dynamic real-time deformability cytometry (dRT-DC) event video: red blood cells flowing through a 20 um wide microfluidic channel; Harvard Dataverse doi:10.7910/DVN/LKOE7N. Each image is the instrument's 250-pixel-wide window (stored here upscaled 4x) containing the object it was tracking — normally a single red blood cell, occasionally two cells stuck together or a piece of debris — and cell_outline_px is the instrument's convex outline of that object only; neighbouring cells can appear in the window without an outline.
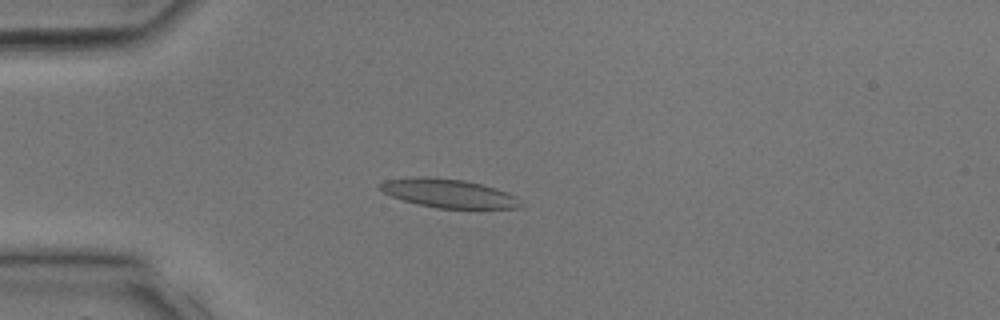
{"species": "common noctule bat (a hibernating species)", "species_latin": "Nyctalus noctula", "temperature_condition": "room temperature", "stored_images_in_passage": 33, "camera_frame_rate_fps": 3000, "um_per_image_px": 0.085, "animal": {"sex": "male", "body_mass_g": 17.9, "forearm_length_mm": 54.2}, "frame": {"image": 1, "passage_image": 9, "time_ms": 2.667, "image_size_px": [1000, 320], "cell_outline_px": [[524, 204], [520, 208], [436, 208], [404, 200], [392, 196], [384, 192], [376, 184], [384, 180], [420, 176], [428, 176], [464, 180], [496, 188], [516, 196]], "centroid_in_image_um": [38.13, 16.42], "position_along_channel_um": 46.9, "area_um2": 23.47}}
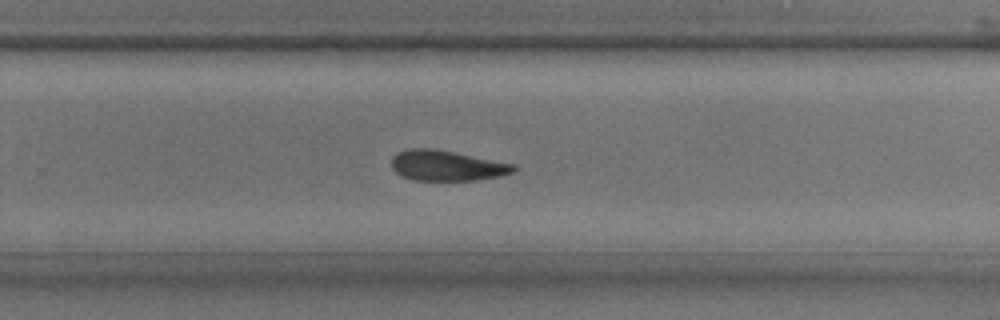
{"frame": {"image": 2, "passage_image": 22, "time_ms": 7.0, "image_size_px": [1000, 320], "cell_outline_px": [[516, 168], [512, 172], [500, 176], [476, 180], [416, 180], [404, 176], [396, 172], [392, 168], [392, 156], [396, 152], [408, 148], [432, 148], [516, 164]], "centroid_in_image_um": [37.96, 14.06], "position_along_channel_um": 291.8, "area_um2": 21.5}}
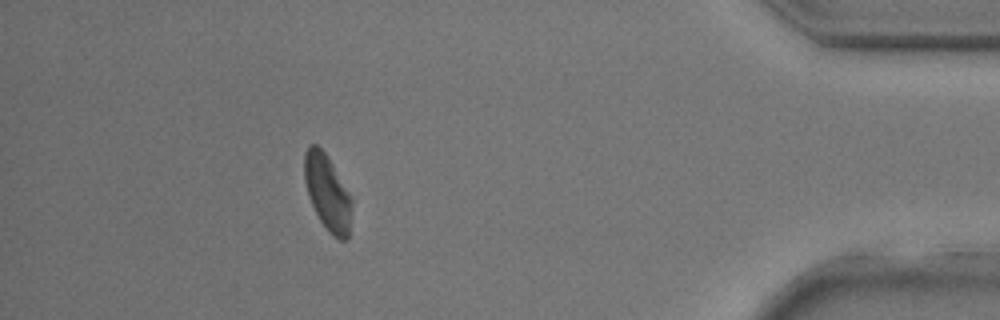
{"frame": {"image": 3, "passage_image": 30, "time_ms": 9.667, "image_size_px": [1000, 320], "cell_outline_px": [[356, 196], [348, 240], [340, 240], [332, 236], [328, 232], [320, 220], [308, 196], [304, 180], [304, 152], [308, 144], [316, 144], [328, 156]], "centroid_in_image_um": [27.93, 16.37], "position_along_channel_um": 407.3, "area_um2": 22.31}}